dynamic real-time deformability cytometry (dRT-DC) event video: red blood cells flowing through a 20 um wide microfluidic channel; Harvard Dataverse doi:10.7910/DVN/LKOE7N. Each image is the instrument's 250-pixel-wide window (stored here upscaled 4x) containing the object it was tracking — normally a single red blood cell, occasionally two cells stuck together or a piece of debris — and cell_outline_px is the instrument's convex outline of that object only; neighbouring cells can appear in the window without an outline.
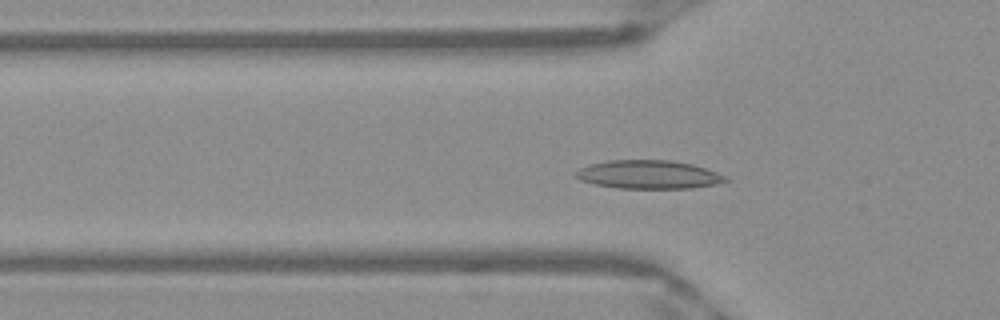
{"species": "Egyptian fruit bat (a non-hibernating species)", "species_latin": "Rousettus aegyptiacus", "temperature_condition": "warm", "stored_images_in_passage": 37, "camera_frame_rate_fps": 3000, "um_per_image_px": 0.085, "frame": {"image": 1, "passage_image": 2, "time_ms": 0.333, "image_size_px": [1000, 320], "cell_outline_px": [[732, 180], [716, 184], [692, 188], [616, 188], [592, 184], [580, 180], [576, 176], [576, 172], [580, 168], [588, 164], [608, 160], [668, 160], [692, 164], [716, 172]], "centroid_in_image_um": [55.11, 14.84], "position_along_channel_um": 70.7, "area_um2": 24.85}}
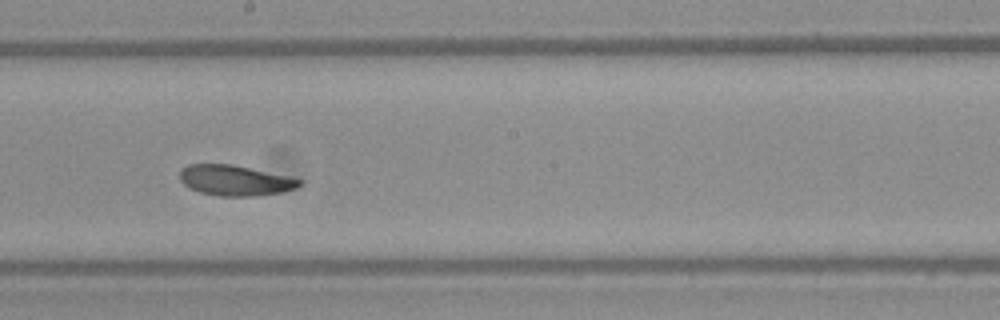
{"frame": {"image": 2, "passage_image": 14, "time_ms": 4.333, "image_size_px": [1000, 320], "cell_outline_px": [[304, 180], [296, 188], [280, 192], [256, 196], [216, 196], [200, 192], [188, 188], [180, 180], [180, 168], [188, 164], [232, 164]], "centroid_in_image_um": [19.93, 15.33], "position_along_channel_um": 228.3, "area_um2": 21.21}}
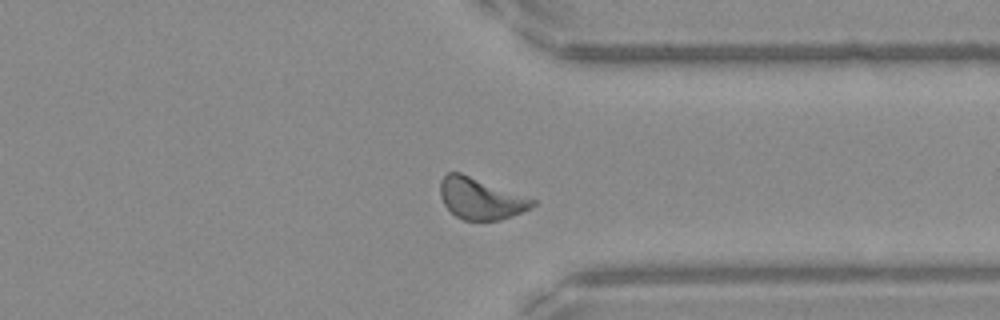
{"frame": {"image": 3, "passage_image": 25, "time_ms": 8.0, "image_size_px": [1000, 320], "cell_outline_px": [[536, 204], [520, 212], [500, 220], [464, 220], [456, 216], [444, 204], [440, 196], [440, 180], [448, 172], [460, 172], [536, 200]], "centroid_in_image_um": [40.81, 16.87], "position_along_channel_um": 370.6, "area_um2": 21.85}, "authors_computed_cell_mechanics": {"area_um2": 21.8484, "velocity_mm_per_s": 3.9214, "shape_relaxation_time_tau1_ms": 4.8776, "shape_relaxation_time_tau2_ms": null, "deformation_change_tau1": 0.1167, "deformation_change_tau2": null}}